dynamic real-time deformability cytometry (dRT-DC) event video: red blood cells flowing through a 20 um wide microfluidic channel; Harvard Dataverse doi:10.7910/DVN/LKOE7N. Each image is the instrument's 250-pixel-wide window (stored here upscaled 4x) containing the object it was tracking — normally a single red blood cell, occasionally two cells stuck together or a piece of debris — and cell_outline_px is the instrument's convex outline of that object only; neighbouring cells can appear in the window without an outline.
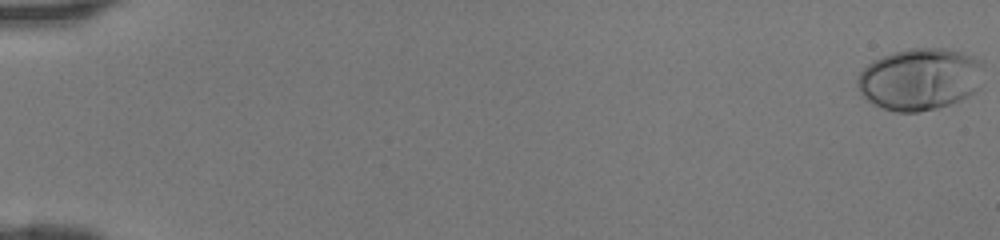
{"species": "human", "species_latin": "Homo sapiens", "temperature_condition": "room temperature", "stored_images_in_passage": 13, "camera_frame_rate_fps": 3000, "um_per_image_px": 0.085, "donor": {"sex": "female"}, "frame": {"image": 1, "passage_image": 1, "time_ms": 0.0, "image_size_px": [1000, 240], "cell_outline_px": [[980, 64], [976, 88], [968, 96], [960, 100], [936, 108], [916, 112], [896, 112], [884, 108], [868, 100], [860, 92], [856, 84], [856, 80], [860, 72], [872, 60], [892, 52], [908, 48], [944, 48], [960, 52], [972, 56], [980, 60]], "centroid_in_image_um": [78.1, 6.71], "position_along_channel_um": 6.9, "area_um2": 44.85}}